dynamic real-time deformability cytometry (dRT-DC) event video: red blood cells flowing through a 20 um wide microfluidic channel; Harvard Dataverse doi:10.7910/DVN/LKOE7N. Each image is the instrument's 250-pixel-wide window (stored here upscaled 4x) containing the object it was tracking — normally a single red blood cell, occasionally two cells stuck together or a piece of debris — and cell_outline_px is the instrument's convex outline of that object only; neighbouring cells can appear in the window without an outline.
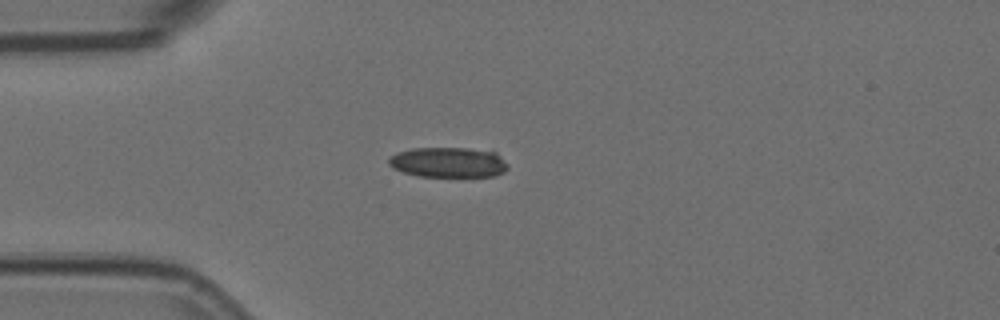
{"species": "Egyptian fruit bat (a non-hibernating species)", "species_latin": "Rousettus aegyptiacus", "temperature_condition": "room temperature", "stored_images_in_passage": 3, "camera_frame_rate_fps": 3000, "um_per_image_px": 0.085, "animal": {"sex": "female"}, "frame": {"image": 1, "passage_image": 3, "time_ms": 0.667, "image_size_px": [1000, 320], "cell_outline_px": [[508, 168], [504, 172], [496, 176], [420, 176], [404, 172], [392, 168], [388, 164], [388, 160], [396, 152], [412, 148], [468, 148], [496, 152], [508, 164]], "centroid_in_image_um": [38.12, 13.79], "position_along_channel_um": 46.9, "area_um2": 20.98}}